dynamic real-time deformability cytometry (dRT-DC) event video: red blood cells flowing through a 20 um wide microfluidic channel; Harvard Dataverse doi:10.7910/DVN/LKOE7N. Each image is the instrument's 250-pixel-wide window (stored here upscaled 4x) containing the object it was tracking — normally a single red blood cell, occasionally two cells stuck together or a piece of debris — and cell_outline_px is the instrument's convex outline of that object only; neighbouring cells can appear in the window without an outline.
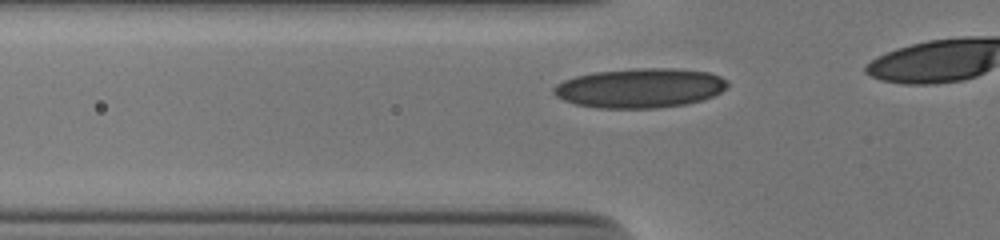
{"species": "human", "species_latin": "Homo sapiens", "temperature_condition": "cold", "stored_images_in_passage": 11, "camera_frame_rate_fps": 3000, "um_per_image_px": 0.085, "donor": {"sex": "male"}, "frame": {"image": 1, "passage_image": 5, "time_ms": 1.333, "image_size_px": [1000, 240], "cell_outline_px": [[728, 84], [720, 92], [712, 96], [688, 104], [656, 108], [596, 108], [576, 104], [564, 100], [556, 96], [552, 92], [552, 88], [556, 84], [564, 80], [576, 76], [592, 72], [636, 68], [672, 68], [708, 72], [720, 76], [728, 80]], "centroid_in_image_um": [54.37, 7.48], "position_along_channel_um": 71.4, "area_um2": 40.11}}
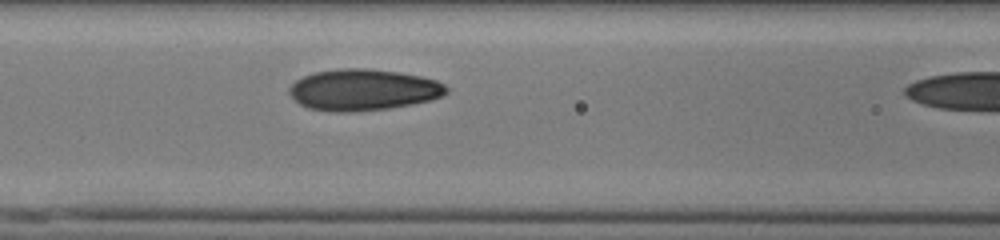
{"frame": {"image": 2, "passage_image": 10, "time_ms": 3.0, "image_size_px": [1000, 240], "cell_outline_px": [[448, 92], [444, 96], [412, 104], [388, 108], [352, 112], [332, 112], [308, 108], [300, 104], [288, 92], [288, 88], [296, 80], [304, 76], [316, 72], [340, 68], [368, 68], [396, 72], [420, 76], [436, 80], [444, 84], [448, 88]], "centroid_in_image_um": [30.87, 7.64], "position_along_channel_um": 135.7, "area_um2": 37.8}}